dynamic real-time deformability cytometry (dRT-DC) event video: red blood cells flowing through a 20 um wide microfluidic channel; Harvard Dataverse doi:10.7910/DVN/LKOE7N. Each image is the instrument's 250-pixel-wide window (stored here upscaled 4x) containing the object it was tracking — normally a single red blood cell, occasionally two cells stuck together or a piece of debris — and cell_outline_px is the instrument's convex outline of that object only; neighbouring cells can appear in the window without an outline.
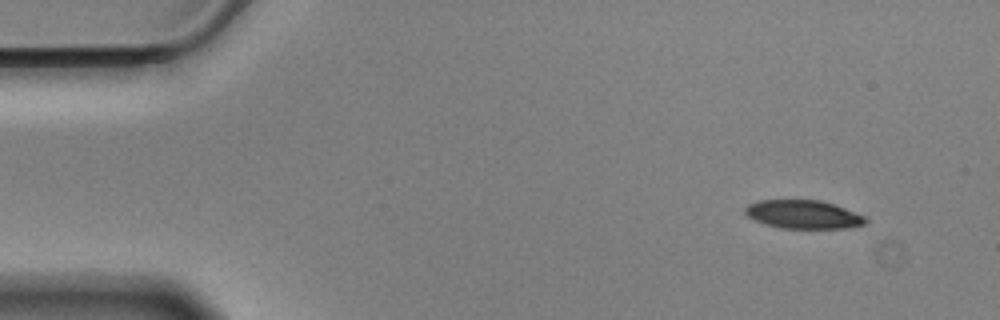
{"species": "Egyptian fruit bat (a non-hibernating species)", "species_latin": "Rousettus aegyptiacus", "temperature_condition": "cold", "stored_images_in_passage": 53, "camera_frame_rate_fps": 3000, "um_per_image_px": 0.085, "animal": {"sex": "male"}, "frame": {"image": 1, "passage_image": 1, "time_ms": 0.0, "image_size_px": [1000, 320], "cell_outline_px": [[868, 224], [852, 228], [780, 228], [764, 224], [748, 216], [744, 212], [744, 208], [748, 204], [756, 200], [820, 200], [844, 208], [864, 216], [868, 220]], "centroid_in_image_um": [68.28, 18.23], "position_along_channel_um": 16.7, "area_um2": 20.06}}
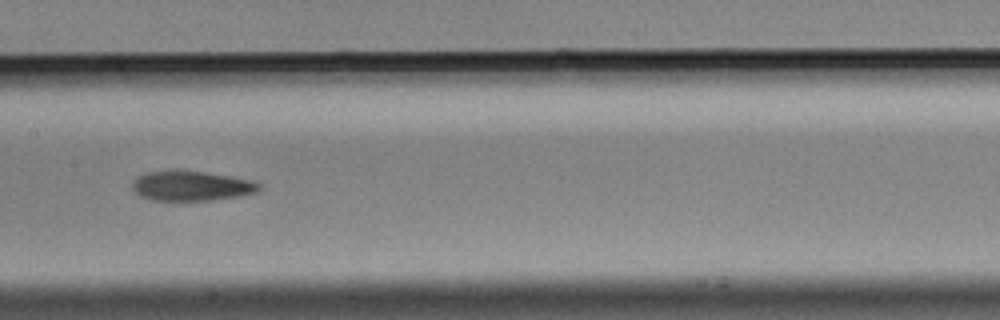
{"frame": {"image": 2, "passage_image": 24, "time_ms": 7.667, "image_size_px": [1000, 320], "cell_outline_px": [[260, 192], [240, 196], [212, 200], [152, 200], [140, 196], [132, 188], [132, 184], [140, 176], [148, 172], [204, 172], [252, 180], [260, 184]], "centroid_in_image_um": [16.34, 15.83], "position_along_channel_um": 191.1, "area_um2": 21.44}}
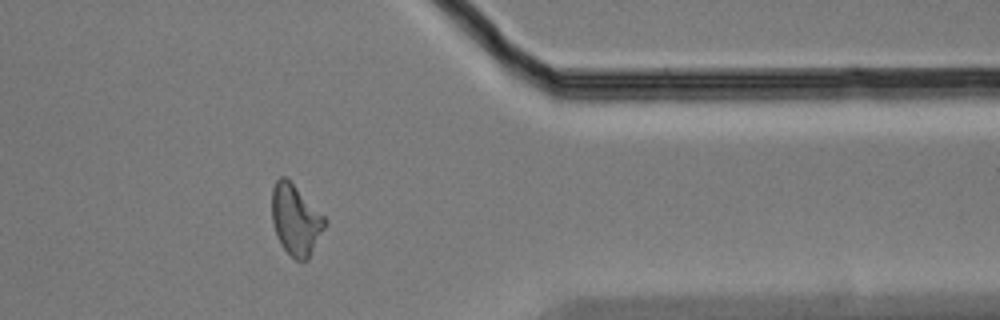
{"frame": {"image": 3, "passage_image": 42, "time_ms": 13.667, "image_size_px": [1000, 320], "cell_outline_px": [[328, 220], [308, 260], [296, 260], [280, 244], [276, 236], [272, 220], [272, 188], [276, 180], [280, 176], [284, 176]], "centroid_in_image_um": [25.11, 18.7], "position_along_channel_um": 386.3, "area_um2": 21.39}, "authors_computed_cell_mechanics": {"area_um2": 21.8484, "velocity_mm_per_s": 3.5105, "shape_relaxation_time_tau1_ms": 4.2442, "shape_relaxation_time_tau2_ms": 3.8645, "deformation_change_tau1": 0.1565, "deformation_change_tau2": 0.1213}}